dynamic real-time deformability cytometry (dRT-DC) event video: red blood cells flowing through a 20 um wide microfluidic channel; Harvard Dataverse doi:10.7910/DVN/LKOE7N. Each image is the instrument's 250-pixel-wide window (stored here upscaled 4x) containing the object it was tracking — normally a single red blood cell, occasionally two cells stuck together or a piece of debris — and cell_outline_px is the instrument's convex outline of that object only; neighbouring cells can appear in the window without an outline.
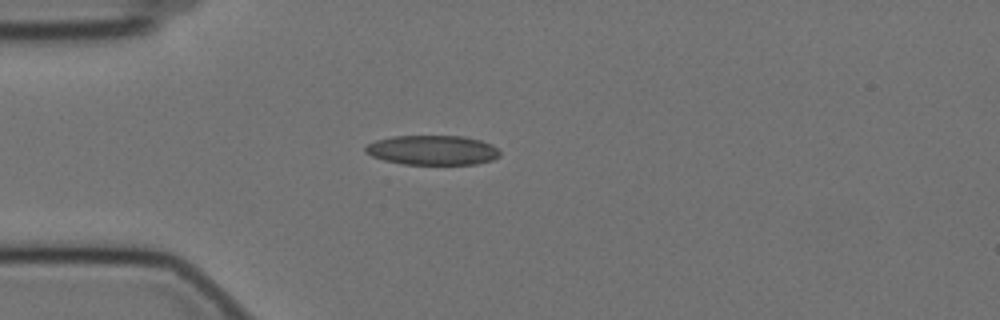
{"species": "Egyptian fruit bat (a non-hibernating species)", "species_latin": "Rousettus aegyptiacus", "temperature_condition": "cold", "stored_images_in_passage": 18, "camera_frame_rate_fps": 3000, "um_per_image_px": 0.085, "animal": {"sex": "female"}, "frame": {"image": 1, "passage_image": 15, "time_ms": 4.667, "image_size_px": [1000, 320], "cell_outline_px": [[500, 156], [492, 160], [476, 164], [404, 164], [384, 160], [372, 156], [364, 152], [364, 148], [368, 144], [376, 140], [392, 136], [464, 136], [480, 140], [492, 144], [500, 152]], "centroid_in_image_um": [36.76, 12.76], "position_along_channel_um": 48.2, "area_um2": 23.24}}